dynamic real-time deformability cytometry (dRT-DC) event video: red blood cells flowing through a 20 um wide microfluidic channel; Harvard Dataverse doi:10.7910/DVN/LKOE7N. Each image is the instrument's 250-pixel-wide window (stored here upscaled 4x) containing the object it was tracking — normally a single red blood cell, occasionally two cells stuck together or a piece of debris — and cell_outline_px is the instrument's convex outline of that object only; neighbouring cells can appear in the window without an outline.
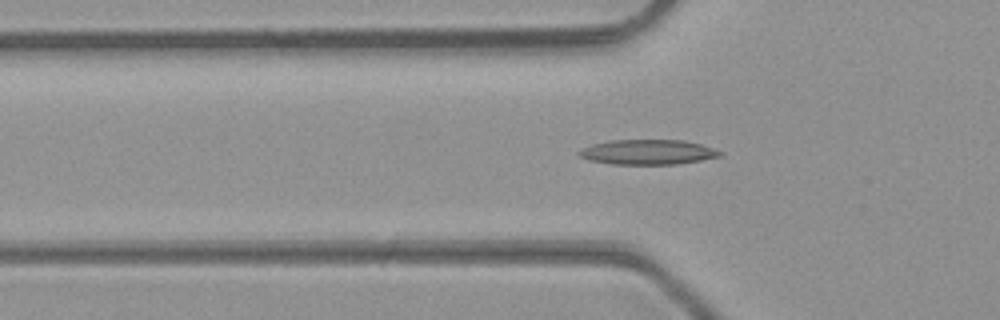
{"species": "common noctule bat (a hibernating species)", "species_latin": "Nyctalus noctula", "temperature_condition": "room temperature", "stored_images_in_passage": 35, "camera_frame_rate_fps": 3000, "um_per_image_px": 0.085, "animal": {"sex": "male", "body_mass_g": 23.1, "forearm_length_mm": 52.7}, "frame": {"image": 1, "passage_image": 3, "time_ms": 0.667, "image_size_px": [1000, 320], "cell_outline_px": [[724, 152], [720, 156], [700, 160], [676, 164], [612, 164], [588, 160], [580, 156], [576, 152], [580, 148], [592, 144], [612, 140], [684, 140], [700, 144]], "centroid_in_image_um": [55.02, 12.92], "position_along_channel_um": 70.8, "area_um2": 20.46}}
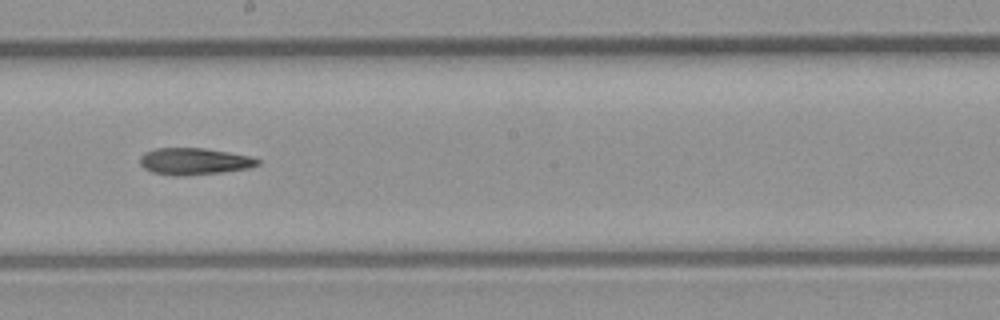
{"frame": {"image": 2, "passage_image": 14, "time_ms": 4.333, "image_size_px": [1000, 320], "cell_outline_px": [[260, 164], [248, 168], [224, 172], [184, 176], [172, 176], [152, 172], [144, 168], [140, 164], [140, 156], [144, 152], [156, 148], [204, 148], [252, 156], [260, 160]], "centroid_in_image_um": [16.5, 13.72], "position_along_channel_um": 231.7, "area_um2": 18.55}}
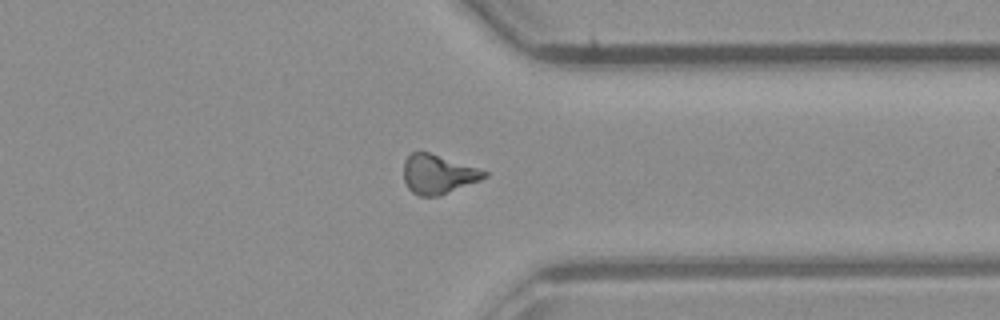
{"frame": {"image": 3, "passage_image": 24, "time_ms": 7.667, "image_size_px": [1000, 320], "cell_outline_px": [[488, 176], [480, 180], [440, 196], [420, 196], [412, 192], [408, 188], [404, 180], [404, 160], [412, 152], [428, 152], [488, 172]], "centroid_in_image_um": [37.21, 14.83], "position_along_channel_um": 374.2, "area_um2": 18.15}}